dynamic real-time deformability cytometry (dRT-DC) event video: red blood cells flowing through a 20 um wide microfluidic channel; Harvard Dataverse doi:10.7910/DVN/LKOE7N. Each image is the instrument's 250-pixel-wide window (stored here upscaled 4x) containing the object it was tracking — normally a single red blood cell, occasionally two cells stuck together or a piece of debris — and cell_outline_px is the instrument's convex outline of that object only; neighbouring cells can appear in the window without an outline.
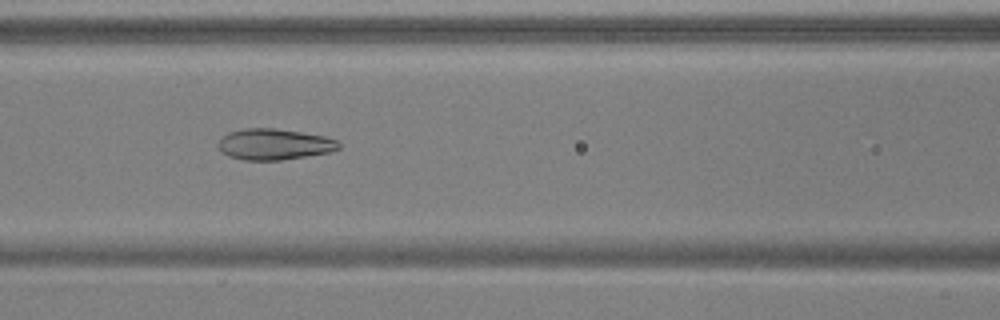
{"species": "common noctule bat (a hibernating species)", "species_latin": "Nyctalus noctula", "temperature_condition": "warm", "stored_images_in_passage": 43, "camera_frame_rate_fps": 3000, "um_per_image_px": 0.085, "animal": {"sex": "male", "body_mass_g": 17.9, "forearm_length_mm": 54.2}, "frame": {"image": 1, "passage_image": 14, "time_ms": 4.333, "image_size_px": [1000, 320], "cell_outline_px": [[340, 148], [328, 152], [280, 160], [244, 160], [228, 156], [220, 152], [216, 144], [228, 132], [244, 128], [276, 128], [324, 136], [336, 140], [340, 144]], "centroid_in_image_um": [23.25, 12.26], "position_along_channel_um": 143.4, "area_um2": 21.73}}
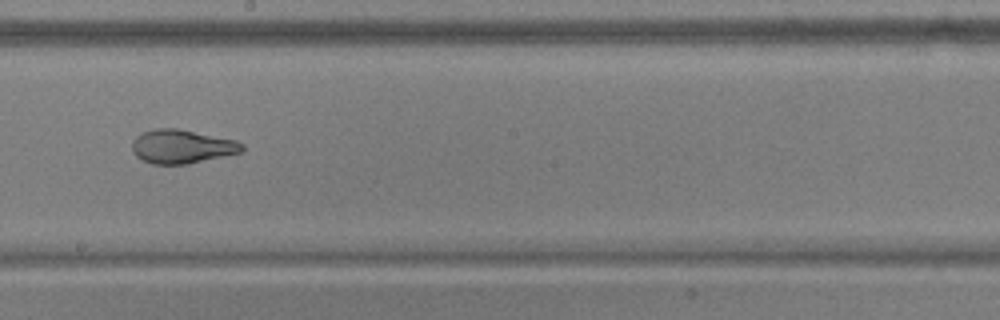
{"frame": {"image": 2, "passage_image": 21, "time_ms": 6.667, "image_size_px": [1000, 320], "cell_outline_px": [[244, 152], [188, 164], [152, 164], [136, 156], [132, 152], [132, 140], [140, 132], [152, 128], [180, 128], [236, 140], [244, 144]], "centroid_in_image_um": [15.46, 12.44], "position_along_channel_um": 232.7, "area_um2": 22.08}}
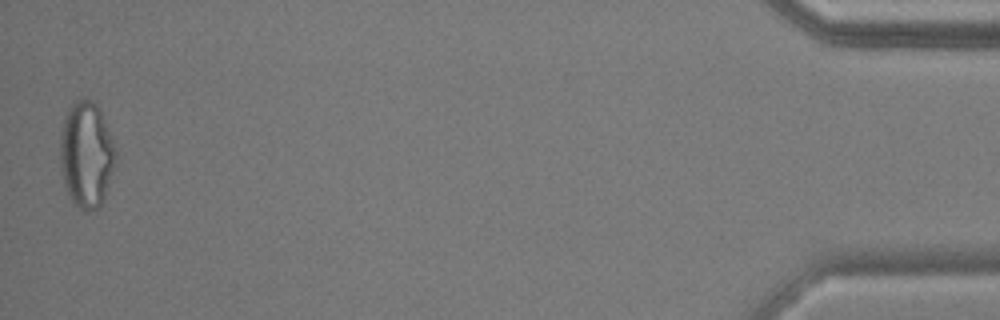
{"frame": {"image": 3, "passage_image": 43, "time_ms": 14.0, "image_size_px": [1000, 320], "cell_outline_px": [[116, 156], [104, 196], [100, 208], [88, 212], [84, 212], [68, 196], [64, 184], [60, 164], [60, 136], [64, 120], [68, 108], [76, 100], [92, 100], [96, 104], [100, 112], [116, 148]], "centroid_in_image_um": [7.32, 13.17], "position_along_channel_um": 427.9, "area_um2": 33.87}, "authors_computed_cell_mechanics": {"area_um2": 23.8136, "velocity_mm_per_s": 3.8423, "shape_relaxation_time_tau1_ms": 7.9918, "shape_relaxation_time_tau2_ms": 1.4, "deformation_change_tau1": 0.2225, "deformation_change_tau2": 0.0723}}